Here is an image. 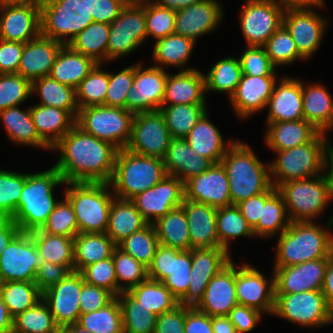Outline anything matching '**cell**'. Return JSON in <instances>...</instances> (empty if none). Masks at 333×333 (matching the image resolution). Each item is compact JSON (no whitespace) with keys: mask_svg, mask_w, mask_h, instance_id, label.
<instances>
[{"mask_svg":"<svg viewBox=\"0 0 333 333\" xmlns=\"http://www.w3.org/2000/svg\"><path fill=\"white\" fill-rule=\"evenodd\" d=\"M40 231L68 238L79 233L73 206L65 196L56 204Z\"/></svg>","mask_w":333,"mask_h":333,"instance_id":"61","label":"cell"},{"mask_svg":"<svg viewBox=\"0 0 333 333\" xmlns=\"http://www.w3.org/2000/svg\"><path fill=\"white\" fill-rule=\"evenodd\" d=\"M330 150L331 151L326 159L324 173H323L326 177L328 184L329 202L333 200V144L332 143H330Z\"/></svg>","mask_w":333,"mask_h":333,"instance_id":"80","label":"cell"},{"mask_svg":"<svg viewBox=\"0 0 333 333\" xmlns=\"http://www.w3.org/2000/svg\"><path fill=\"white\" fill-rule=\"evenodd\" d=\"M283 10L315 8L326 5L325 0H272Z\"/></svg>","mask_w":333,"mask_h":333,"instance_id":"76","label":"cell"},{"mask_svg":"<svg viewBox=\"0 0 333 333\" xmlns=\"http://www.w3.org/2000/svg\"><path fill=\"white\" fill-rule=\"evenodd\" d=\"M135 64V78L126 95V110L135 113L158 111L165 95V84L169 72L155 66Z\"/></svg>","mask_w":333,"mask_h":333,"instance_id":"18","label":"cell"},{"mask_svg":"<svg viewBox=\"0 0 333 333\" xmlns=\"http://www.w3.org/2000/svg\"><path fill=\"white\" fill-rule=\"evenodd\" d=\"M213 333H237L233 323L227 316L212 317Z\"/></svg>","mask_w":333,"mask_h":333,"instance_id":"78","label":"cell"},{"mask_svg":"<svg viewBox=\"0 0 333 333\" xmlns=\"http://www.w3.org/2000/svg\"><path fill=\"white\" fill-rule=\"evenodd\" d=\"M273 315L304 328L316 329L333 323V312L322 290L275 294Z\"/></svg>","mask_w":333,"mask_h":333,"instance_id":"11","label":"cell"},{"mask_svg":"<svg viewBox=\"0 0 333 333\" xmlns=\"http://www.w3.org/2000/svg\"><path fill=\"white\" fill-rule=\"evenodd\" d=\"M127 3V0H88V12L94 22L111 24Z\"/></svg>","mask_w":333,"mask_h":333,"instance_id":"69","label":"cell"},{"mask_svg":"<svg viewBox=\"0 0 333 333\" xmlns=\"http://www.w3.org/2000/svg\"><path fill=\"white\" fill-rule=\"evenodd\" d=\"M192 269V249L181 251L159 245L148 267V278L162 282L180 301L189 288Z\"/></svg>","mask_w":333,"mask_h":333,"instance_id":"13","label":"cell"},{"mask_svg":"<svg viewBox=\"0 0 333 333\" xmlns=\"http://www.w3.org/2000/svg\"><path fill=\"white\" fill-rule=\"evenodd\" d=\"M92 22L88 0H46L40 9L41 35L66 45Z\"/></svg>","mask_w":333,"mask_h":333,"instance_id":"8","label":"cell"},{"mask_svg":"<svg viewBox=\"0 0 333 333\" xmlns=\"http://www.w3.org/2000/svg\"><path fill=\"white\" fill-rule=\"evenodd\" d=\"M237 305L235 263L231 260L211 279L195 308L211 317H218L228 316Z\"/></svg>","mask_w":333,"mask_h":333,"instance_id":"26","label":"cell"},{"mask_svg":"<svg viewBox=\"0 0 333 333\" xmlns=\"http://www.w3.org/2000/svg\"><path fill=\"white\" fill-rule=\"evenodd\" d=\"M196 45L192 39L178 34H170L164 38L155 40L152 51L153 66L163 68L175 66L182 67V71L196 69L187 66L188 60Z\"/></svg>","mask_w":333,"mask_h":333,"instance_id":"42","label":"cell"},{"mask_svg":"<svg viewBox=\"0 0 333 333\" xmlns=\"http://www.w3.org/2000/svg\"><path fill=\"white\" fill-rule=\"evenodd\" d=\"M239 14L246 45L263 46L282 26L284 10L272 0H247Z\"/></svg>","mask_w":333,"mask_h":333,"instance_id":"15","label":"cell"},{"mask_svg":"<svg viewBox=\"0 0 333 333\" xmlns=\"http://www.w3.org/2000/svg\"><path fill=\"white\" fill-rule=\"evenodd\" d=\"M220 163L227 173L232 205L266 192L272 186L269 162L260 161L247 143L235 139Z\"/></svg>","mask_w":333,"mask_h":333,"instance_id":"3","label":"cell"},{"mask_svg":"<svg viewBox=\"0 0 333 333\" xmlns=\"http://www.w3.org/2000/svg\"><path fill=\"white\" fill-rule=\"evenodd\" d=\"M176 11L157 5L152 0H145V20L147 39L156 40L174 33Z\"/></svg>","mask_w":333,"mask_h":333,"instance_id":"63","label":"cell"},{"mask_svg":"<svg viewBox=\"0 0 333 333\" xmlns=\"http://www.w3.org/2000/svg\"><path fill=\"white\" fill-rule=\"evenodd\" d=\"M207 111L206 104H175L160 108L171 138H185Z\"/></svg>","mask_w":333,"mask_h":333,"instance_id":"50","label":"cell"},{"mask_svg":"<svg viewBox=\"0 0 333 333\" xmlns=\"http://www.w3.org/2000/svg\"><path fill=\"white\" fill-rule=\"evenodd\" d=\"M184 199L215 208L231 206L229 181L221 163L184 182Z\"/></svg>","mask_w":333,"mask_h":333,"instance_id":"23","label":"cell"},{"mask_svg":"<svg viewBox=\"0 0 333 333\" xmlns=\"http://www.w3.org/2000/svg\"><path fill=\"white\" fill-rule=\"evenodd\" d=\"M73 271L74 266H62L51 262L40 261L34 283L43 293L49 287L65 279Z\"/></svg>","mask_w":333,"mask_h":333,"instance_id":"67","label":"cell"},{"mask_svg":"<svg viewBox=\"0 0 333 333\" xmlns=\"http://www.w3.org/2000/svg\"><path fill=\"white\" fill-rule=\"evenodd\" d=\"M20 232L19 226L13 220L0 219V255Z\"/></svg>","mask_w":333,"mask_h":333,"instance_id":"75","label":"cell"},{"mask_svg":"<svg viewBox=\"0 0 333 333\" xmlns=\"http://www.w3.org/2000/svg\"><path fill=\"white\" fill-rule=\"evenodd\" d=\"M185 306L178 305L172 311L157 316L154 333H184Z\"/></svg>","mask_w":333,"mask_h":333,"instance_id":"72","label":"cell"},{"mask_svg":"<svg viewBox=\"0 0 333 333\" xmlns=\"http://www.w3.org/2000/svg\"><path fill=\"white\" fill-rule=\"evenodd\" d=\"M64 196L72 204L79 233H106L115 197L106 182H69Z\"/></svg>","mask_w":333,"mask_h":333,"instance_id":"7","label":"cell"},{"mask_svg":"<svg viewBox=\"0 0 333 333\" xmlns=\"http://www.w3.org/2000/svg\"><path fill=\"white\" fill-rule=\"evenodd\" d=\"M171 139L160 110L139 112L134 114L131 138L126 149L141 156L163 159Z\"/></svg>","mask_w":333,"mask_h":333,"instance_id":"14","label":"cell"},{"mask_svg":"<svg viewBox=\"0 0 333 333\" xmlns=\"http://www.w3.org/2000/svg\"><path fill=\"white\" fill-rule=\"evenodd\" d=\"M324 6L284 10L283 25L290 32L299 54L305 60H309L319 49L326 27L329 25L328 20L316 11L317 8L323 9Z\"/></svg>","mask_w":333,"mask_h":333,"instance_id":"19","label":"cell"},{"mask_svg":"<svg viewBox=\"0 0 333 333\" xmlns=\"http://www.w3.org/2000/svg\"><path fill=\"white\" fill-rule=\"evenodd\" d=\"M40 34L39 8L0 4V39L27 43Z\"/></svg>","mask_w":333,"mask_h":333,"instance_id":"29","label":"cell"},{"mask_svg":"<svg viewBox=\"0 0 333 333\" xmlns=\"http://www.w3.org/2000/svg\"><path fill=\"white\" fill-rule=\"evenodd\" d=\"M147 40L145 0L128 2L110 24L107 63L134 52Z\"/></svg>","mask_w":333,"mask_h":333,"instance_id":"12","label":"cell"},{"mask_svg":"<svg viewBox=\"0 0 333 333\" xmlns=\"http://www.w3.org/2000/svg\"><path fill=\"white\" fill-rule=\"evenodd\" d=\"M118 297L121 312L123 333H154L157 315L149 312L128 292Z\"/></svg>","mask_w":333,"mask_h":333,"instance_id":"53","label":"cell"},{"mask_svg":"<svg viewBox=\"0 0 333 333\" xmlns=\"http://www.w3.org/2000/svg\"><path fill=\"white\" fill-rule=\"evenodd\" d=\"M66 184L57 169L51 166L43 172L25 173V184L13 221L21 232L40 230L59 199L54 196L55 187Z\"/></svg>","mask_w":333,"mask_h":333,"instance_id":"4","label":"cell"},{"mask_svg":"<svg viewBox=\"0 0 333 333\" xmlns=\"http://www.w3.org/2000/svg\"><path fill=\"white\" fill-rule=\"evenodd\" d=\"M32 97V83L17 73L0 74V112Z\"/></svg>","mask_w":333,"mask_h":333,"instance_id":"62","label":"cell"},{"mask_svg":"<svg viewBox=\"0 0 333 333\" xmlns=\"http://www.w3.org/2000/svg\"><path fill=\"white\" fill-rule=\"evenodd\" d=\"M266 124L304 119L302 106V80L281 77L275 82L266 104Z\"/></svg>","mask_w":333,"mask_h":333,"instance_id":"27","label":"cell"},{"mask_svg":"<svg viewBox=\"0 0 333 333\" xmlns=\"http://www.w3.org/2000/svg\"><path fill=\"white\" fill-rule=\"evenodd\" d=\"M58 328L49 306L41 299L13 318L12 333H54Z\"/></svg>","mask_w":333,"mask_h":333,"instance_id":"54","label":"cell"},{"mask_svg":"<svg viewBox=\"0 0 333 333\" xmlns=\"http://www.w3.org/2000/svg\"><path fill=\"white\" fill-rule=\"evenodd\" d=\"M127 292L139 305L157 316L172 311L179 305V301L162 282L149 278Z\"/></svg>","mask_w":333,"mask_h":333,"instance_id":"47","label":"cell"},{"mask_svg":"<svg viewBox=\"0 0 333 333\" xmlns=\"http://www.w3.org/2000/svg\"><path fill=\"white\" fill-rule=\"evenodd\" d=\"M327 133L319 132L310 142L292 149L274 151L277 158L269 162L270 179L275 188L292 180L309 179L324 173L330 153Z\"/></svg>","mask_w":333,"mask_h":333,"instance_id":"5","label":"cell"},{"mask_svg":"<svg viewBox=\"0 0 333 333\" xmlns=\"http://www.w3.org/2000/svg\"><path fill=\"white\" fill-rule=\"evenodd\" d=\"M115 296L106 289L84 283L80 293V312L89 313L97 311L109 304Z\"/></svg>","mask_w":333,"mask_h":333,"instance_id":"68","label":"cell"},{"mask_svg":"<svg viewBox=\"0 0 333 333\" xmlns=\"http://www.w3.org/2000/svg\"><path fill=\"white\" fill-rule=\"evenodd\" d=\"M0 120L6 130L9 141L21 146L37 147L50 150L51 148L40 138L36 131L30 107L22 110L18 106L7 108L0 112Z\"/></svg>","mask_w":333,"mask_h":333,"instance_id":"38","label":"cell"},{"mask_svg":"<svg viewBox=\"0 0 333 333\" xmlns=\"http://www.w3.org/2000/svg\"><path fill=\"white\" fill-rule=\"evenodd\" d=\"M302 106L304 119L318 131L333 130V98L324 85L302 81Z\"/></svg>","mask_w":333,"mask_h":333,"instance_id":"35","label":"cell"},{"mask_svg":"<svg viewBox=\"0 0 333 333\" xmlns=\"http://www.w3.org/2000/svg\"><path fill=\"white\" fill-rule=\"evenodd\" d=\"M117 278V296L148 278V268L116 247L112 254Z\"/></svg>","mask_w":333,"mask_h":333,"instance_id":"58","label":"cell"},{"mask_svg":"<svg viewBox=\"0 0 333 333\" xmlns=\"http://www.w3.org/2000/svg\"><path fill=\"white\" fill-rule=\"evenodd\" d=\"M266 129L265 144L273 151L304 145L320 132L305 119L269 123Z\"/></svg>","mask_w":333,"mask_h":333,"instance_id":"36","label":"cell"},{"mask_svg":"<svg viewBox=\"0 0 333 333\" xmlns=\"http://www.w3.org/2000/svg\"><path fill=\"white\" fill-rule=\"evenodd\" d=\"M0 296L14 318L40 301L42 292L34 282H2L0 283Z\"/></svg>","mask_w":333,"mask_h":333,"instance_id":"51","label":"cell"},{"mask_svg":"<svg viewBox=\"0 0 333 333\" xmlns=\"http://www.w3.org/2000/svg\"><path fill=\"white\" fill-rule=\"evenodd\" d=\"M263 314L252 307L237 305L230 311L227 317L235 326L237 333H247L256 327Z\"/></svg>","mask_w":333,"mask_h":333,"instance_id":"70","label":"cell"},{"mask_svg":"<svg viewBox=\"0 0 333 333\" xmlns=\"http://www.w3.org/2000/svg\"><path fill=\"white\" fill-rule=\"evenodd\" d=\"M98 63L88 76L76 88L78 109L89 106H105L106 92L109 84V71L102 70Z\"/></svg>","mask_w":333,"mask_h":333,"instance_id":"57","label":"cell"},{"mask_svg":"<svg viewBox=\"0 0 333 333\" xmlns=\"http://www.w3.org/2000/svg\"><path fill=\"white\" fill-rule=\"evenodd\" d=\"M116 247L106 233H78L74 237V271L112 257Z\"/></svg>","mask_w":333,"mask_h":333,"instance_id":"43","label":"cell"},{"mask_svg":"<svg viewBox=\"0 0 333 333\" xmlns=\"http://www.w3.org/2000/svg\"><path fill=\"white\" fill-rule=\"evenodd\" d=\"M34 94L39 95L40 105L67 110L76 119L79 109L74 88L45 76L32 83V95Z\"/></svg>","mask_w":333,"mask_h":333,"instance_id":"45","label":"cell"},{"mask_svg":"<svg viewBox=\"0 0 333 333\" xmlns=\"http://www.w3.org/2000/svg\"><path fill=\"white\" fill-rule=\"evenodd\" d=\"M206 104L204 73L198 69L168 73L162 106Z\"/></svg>","mask_w":333,"mask_h":333,"instance_id":"32","label":"cell"},{"mask_svg":"<svg viewBox=\"0 0 333 333\" xmlns=\"http://www.w3.org/2000/svg\"><path fill=\"white\" fill-rule=\"evenodd\" d=\"M110 24L92 22L78 33L69 45L74 51L93 58L97 63H107V45Z\"/></svg>","mask_w":333,"mask_h":333,"instance_id":"46","label":"cell"},{"mask_svg":"<svg viewBox=\"0 0 333 333\" xmlns=\"http://www.w3.org/2000/svg\"><path fill=\"white\" fill-rule=\"evenodd\" d=\"M184 333H213L212 317L195 307L185 306Z\"/></svg>","mask_w":333,"mask_h":333,"instance_id":"73","label":"cell"},{"mask_svg":"<svg viewBox=\"0 0 333 333\" xmlns=\"http://www.w3.org/2000/svg\"><path fill=\"white\" fill-rule=\"evenodd\" d=\"M184 183L176 176L166 177L155 186L138 193L130 200L150 224L164 217L171 209L182 205Z\"/></svg>","mask_w":333,"mask_h":333,"instance_id":"21","label":"cell"},{"mask_svg":"<svg viewBox=\"0 0 333 333\" xmlns=\"http://www.w3.org/2000/svg\"><path fill=\"white\" fill-rule=\"evenodd\" d=\"M235 264V289L238 305L273 315L275 307L274 273L271 278L248 263ZM267 277V278H266Z\"/></svg>","mask_w":333,"mask_h":333,"instance_id":"17","label":"cell"},{"mask_svg":"<svg viewBox=\"0 0 333 333\" xmlns=\"http://www.w3.org/2000/svg\"><path fill=\"white\" fill-rule=\"evenodd\" d=\"M30 111L37 133L50 148L75 125L76 119L67 110L36 104Z\"/></svg>","mask_w":333,"mask_h":333,"instance_id":"37","label":"cell"},{"mask_svg":"<svg viewBox=\"0 0 333 333\" xmlns=\"http://www.w3.org/2000/svg\"><path fill=\"white\" fill-rule=\"evenodd\" d=\"M25 184V173L0 169V219L13 220Z\"/></svg>","mask_w":333,"mask_h":333,"instance_id":"60","label":"cell"},{"mask_svg":"<svg viewBox=\"0 0 333 333\" xmlns=\"http://www.w3.org/2000/svg\"><path fill=\"white\" fill-rule=\"evenodd\" d=\"M62 42L44 37L41 34L24 43L17 74L33 83L35 80L49 76L56 58L64 46Z\"/></svg>","mask_w":333,"mask_h":333,"instance_id":"28","label":"cell"},{"mask_svg":"<svg viewBox=\"0 0 333 333\" xmlns=\"http://www.w3.org/2000/svg\"><path fill=\"white\" fill-rule=\"evenodd\" d=\"M51 150L60 154L53 166L65 183H109L114 173L119 149L84 132L75 124Z\"/></svg>","mask_w":333,"mask_h":333,"instance_id":"1","label":"cell"},{"mask_svg":"<svg viewBox=\"0 0 333 333\" xmlns=\"http://www.w3.org/2000/svg\"><path fill=\"white\" fill-rule=\"evenodd\" d=\"M30 234L37 246L40 261L74 266V238L47 234L40 230Z\"/></svg>","mask_w":333,"mask_h":333,"instance_id":"48","label":"cell"},{"mask_svg":"<svg viewBox=\"0 0 333 333\" xmlns=\"http://www.w3.org/2000/svg\"><path fill=\"white\" fill-rule=\"evenodd\" d=\"M80 273L85 283L106 289L117 297V278L112 257L89 264Z\"/></svg>","mask_w":333,"mask_h":333,"instance_id":"65","label":"cell"},{"mask_svg":"<svg viewBox=\"0 0 333 333\" xmlns=\"http://www.w3.org/2000/svg\"><path fill=\"white\" fill-rule=\"evenodd\" d=\"M333 215L323 227L314 221L290 222L278 236L273 268L301 264L333 255Z\"/></svg>","mask_w":333,"mask_h":333,"instance_id":"2","label":"cell"},{"mask_svg":"<svg viewBox=\"0 0 333 333\" xmlns=\"http://www.w3.org/2000/svg\"><path fill=\"white\" fill-rule=\"evenodd\" d=\"M239 57L243 75L255 77L277 76L263 46H247Z\"/></svg>","mask_w":333,"mask_h":333,"instance_id":"66","label":"cell"},{"mask_svg":"<svg viewBox=\"0 0 333 333\" xmlns=\"http://www.w3.org/2000/svg\"><path fill=\"white\" fill-rule=\"evenodd\" d=\"M153 225L160 245L181 251L190 250L188 222L181 206L171 209Z\"/></svg>","mask_w":333,"mask_h":333,"instance_id":"44","label":"cell"},{"mask_svg":"<svg viewBox=\"0 0 333 333\" xmlns=\"http://www.w3.org/2000/svg\"><path fill=\"white\" fill-rule=\"evenodd\" d=\"M40 263L37 246L30 233L20 232L0 255V283L34 282Z\"/></svg>","mask_w":333,"mask_h":333,"instance_id":"16","label":"cell"},{"mask_svg":"<svg viewBox=\"0 0 333 333\" xmlns=\"http://www.w3.org/2000/svg\"><path fill=\"white\" fill-rule=\"evenodd\" d=\"M84 283L82 274L73 271L42 293V299L59 327L78 323L81 315L79 297Z\"/></svg>","mask_w":333,"mask_h":333,"instance_id":"22","label":"cell"},{"mask_svg":"<svg viewBox=\"0 0 333 333\" xmlns=\"http://www.w3.org/2000/svg\"><path fill=\"white\" fill-rule=\"evenodd\" d=\"M206 93H227L229 99L235 93L242 76L239 58L224 57L204 74Z\"/></svg>","mask_w":333,"mask_h":333,"instance_id":"49","label":"cell"},{"mask_svg":"<svg viewBox=\"0 0 333 333\" xmlns=\"http://www.w3.org/2000/svg\"><path fill=\"white\" fill-rule=\"evenodd\" d=\"M133 117L134 113L124 108L89 106L78 110L75 124L84 132L121 150L130 141Z\"/></svg>","mask_w":333,"mask_h":333,"instance_id":"9","label":"cell"},{"mask_svg":"<svg viewBox=\"0 0 333 333\" xmlns=\"http://www.w3.org/2000/svg\"><path fill=\"white\" fill-rule=\"evenodd\" d=\"M222 8L219 0H200L176 11L174 33L196 42L198 37L217 29L223 19Z\"/></svg>","mask_w":333,"mask_h":333,"instance_id":"25","label":"cell"},{"mask_svg":"<svg viewBox=\"0 0 333 333\" xmlns=\"http://www.w3.org/2000/svg\"><path fill=\"white\" fill-rule=\"evenodd\" d=\"M322 292L325 296L329 309L333 312V255L329 258Z\"/></svg>","mask_w":333,"mask_h":333,"instance_id":"77","label":"cell"},{"mask_svg":"<svg viewBox=\"0 0 333 333\" xmlns=\"http://www.w3.org/2000/svg\"><path fill=\"white\" fill-rule=\"evenodd\" d=\"M284 199L273 185L265 192L261 217L252 228L254 237L273 238L284 232L290 225Z\"/></svg>","mask_w":333,"mask_h":333,"instance_id":"41","label":"cell"},{"mask_svg":"<svg viewBox=\"0 0 333 333\" xmlns=\"http://www.w3.org/2000/svg\"><path fill=\"white\" fill-rule=\"evenodd\" d=\"M181 207L188 222L190 250L220 247L216 227L217 208L187 199H183Z\"/></svg>","mask_w":333,"mask_h":333,"instance_id":"31","label":"cell"},{"mask_svg":"<svg viewBox=\"0 0 333 333\" xmlns=\"http://www.w3.org/2000/svg\"><path fill=\"white\" fill-rule=\"evenodd\" d=\"M207 111L184 138L191 149L200 156L220 163L235 139L226 142L220 130L209 120Z\"/></svg>","mask_w":333,"mask_h":333,"instance_id":"34","label":"cell"},{"mask_svg":"<svg viewBox=\"0 0 333 333\" xmlns=\"http://www.w3.org/2000/svg\"><path fill=\"white\" fill-rule=\"evenodd\" d=\"M231 259V254L220 247L192 249L189 288L179 304L196 307L202 300L208 283Z\"/></svg>","mask_w":333,"mask_h":333,"instance_id":"20","label":"cell"},{"mask_svg":"<svg viewBox=\"0 0 333 333\" xmlns=\"http://www.w3.org/2000/svg\"><path fill=\"white\" fill-rule=\"evenodd\" d=\"M329 258L273 268L275 294L322 290Z\"/></svg>","mask_w":333,"mask_h":333,"instance_id":"24","label":"cell"},{"mask_svg":"<svg viewBox=\"0 0 333 333\" xmlns=\"http://www.w3.org/2000/svg\"><path fill=\"white\" fill-rule=\"evenodd\" d=\"M78 324L91 333H123L118 297L97 311L81 314Z\"/></svg>","mask_w":333,"mask_h":333,"instance_id":"55","label":"cell"},{"mask_svg":"<svg viewBox=\"0 0 333 333\" xmlns=\"http://www.w3.org/2000/svg\"><path fill=\"white\" fill-rule=\"evenodd\" d=\"M265 203V192L240 201L236 206L239 208L242 216L246 219L247 224L253 228L262 213V205Z\"/></svg>","mask_w":333,"mask_h":333,"instance_id":"74","label":"cell"},{"mask_svg":"<svg viewBox=\"0 0 333 333\" xmlns=\"http://www.w3.org/2000/svg\"><path fill=\"white\" fill-rule=\"evenodd\" d=\"M147 224L130 199L114 197L109 210L106 234L116 245Z\"/></svg>","mask_w":333,"mask_h":333,"instance_id":"40","label":"cell"},{"mask_svg":"<svg viewBox=\"0 0 333 333\" xmlns=\"http://www.w3.org/2000/svg\"><path fill=\"white\" fill-rule=\"evenodd\" d=\"M167 175L178 177L183 183L199 175L214 163L197 155L184 138H172L163 158Z\"/></svg>","mask_w":333,"mask_h":333,"instance_id":"33","label":"cell"},{"mask_svg":"<svg viewBox=\"0 0 333 333\" xmlns=\"http://www.w3.org/2000/svg\"><path fill=\"white\" fill-rule=\"evenodd\" d=\"M277 80V76L255 77L242 74L235 93L228 99L238 118L245 119L263 111Z\"/></svg>","mask_w":333,"mask_h":333,"instance_id":"30","label":"cell"},{"mask_svg":"<svg viewBox=\"0 0 333 333\" xmlns=\"http://www.w3.org/2000/svg\"><path fill=\"white\" fill-rule=\"evenodd\" d=\"M166 175L163 159L141 156L124 148L118 150L109 184L115 197L131 199L161 182Z\"/></svg>","mask_w":333,"mask_h":333,"instance_id":"6","label":"cell"},{"mask_svg":"<svg viewBox=\"0 0 333 333\" xmlns=\"http://www.w3.org/2000/svg\"><path fill=\"white\" fill-rule=\"evenodd\" d=\"M98 63L91 57L64 45L52 66L50 77L76 90Z\"/></svg>","mask_w":333,"mask_h":333,"instance_id":"39","label":"cell"},{"mask_svg":"<svg viewBox=\"0 0 333 333\" xmlns=\"http://www.w3.org/2000/svg\"><path fill=\"white\" fill-rule=\"evenodd\" d=\"M216 227L220 248L230 253V243L232 239L238 237H253L252 228L247 224L236 205L217 208Z\"/></svg>","mask_w":333,"mask_h":333,"instance_id":"52","label":"cell"},{"mask_svg":"<svg viewBox=\"0 0 333 333\" xmlns=\"http://www.w3.org/2000/svg\"><path fill=\"white\" fill-rule=\"evenodd\" d=\"M277 190L284 199L291 222L314 221L323 214L325 207L330 203L328 184L324 174L286 182Z\"/></svg>","mask_w":333,"mask_h":333,"instance_id":"10","label":"cell"},{"mask_svg":"<svg viewBox=\"0 0 333 333\" xmlns=\"http://www.w3.org/2000/svg\"><path fill=\"white\" fill-rule=\"evenodd\" d=\"M159 245L155 227L148 223L120 242L117 247L148 268Z\"/></svg>","mask_w":333,"mask_h":333,"instance_id":"56","label":"cell"},{"mask_svg":"<svg viewBox=\"0 0 333 333\" xmlns=\"http://www.w3.org/2000/svg\"><path fill=\"white\" fill-rule=\"evenodd\" d=\"M24 43L0 39V74L17 73Z\"/></svg>","mask_w":333,"mask_h":333,"instance_id":"71","label":"cell"},{"mask_svg":"<svg viewBox=\"0 0 333 333\" xmlns=\"http://www.w3.org/2000/svg\"><path fill=\"white\" fill-rule=\"evenodd\" d=\"M271 63L278 68L293 64L297 59L305 60L298 52L297 46L291 37L290 32L282 26L273 33L263 45Z\"/></svg>","mask_w":333,"mask_h":333,"instance_id":"59","label":"cell"},{"mask_svg":"<svg viewBox=\"0 0 333 333\" xmlns=\"http://www.w3.org/2000/svg\"><path fill=\"white\" fill-rule=\"evenodd\" d=\"M13 317L0 296V333H12Z\"/></svg>","mask_w":333,"mask_h":333,"instance_id":"79","label":"cell"},{"mask_svg":"<svg viewBox=\"0 0 333 333\" xmlns=\"http://www.w3.org/2000/svg\"><path fill=\"white\" fill-rule=\"evenodd\" d=\"M135 78V64L128 66L117 74L109 72V84L106 92L105 106L126 109V95L132 88Z\"/></svg>","mask_w":333,"mask_h":333,"instance_id":"64","label":"cell"}]
</instances>
